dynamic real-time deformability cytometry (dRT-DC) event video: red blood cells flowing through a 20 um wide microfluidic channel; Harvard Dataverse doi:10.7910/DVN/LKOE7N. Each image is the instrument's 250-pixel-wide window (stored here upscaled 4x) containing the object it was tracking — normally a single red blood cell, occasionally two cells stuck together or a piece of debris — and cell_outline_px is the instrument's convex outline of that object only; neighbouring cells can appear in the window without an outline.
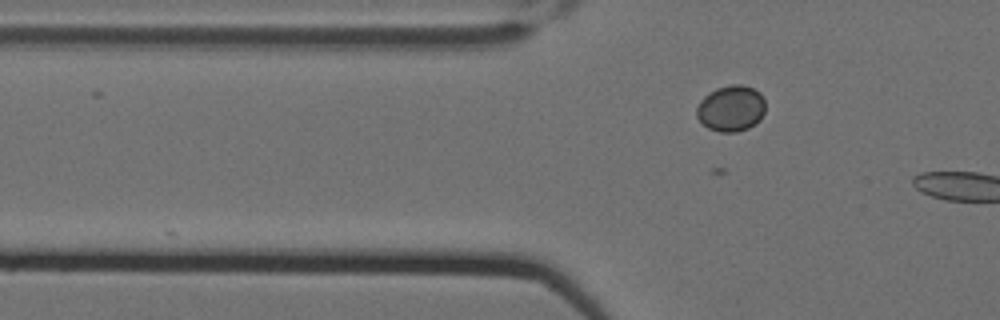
{"species": "Egyptian fruit bat (a non-hibernating species)", "species_latin": "Rousettus aegyptiacus", "temperature_condition": "cold", "stored_images_in_passage": 3, "camera_frame_rate_fps": 3000, "um_per_image_px": 0.085, "animal": {"sex": "female"}, "frame": {"image": 1, "passage_image": 3, "time_ms": 0.667, "image_size_px": [1000, 320], "cell_outline_px": [[764, 112], [760, 120], [748, 128], [736, 132], [720, 132], [708, 128], [696, 116], [696, 108], [700, 100], [708, 92], [716, 88], [732, 84], [740, 84], [752, 88], [760, 92], [764, 100]], "centroid_in_image_um": [62.12, 9.2], "position_along_channel_um": 63.7, "area_um2": 18.5}}